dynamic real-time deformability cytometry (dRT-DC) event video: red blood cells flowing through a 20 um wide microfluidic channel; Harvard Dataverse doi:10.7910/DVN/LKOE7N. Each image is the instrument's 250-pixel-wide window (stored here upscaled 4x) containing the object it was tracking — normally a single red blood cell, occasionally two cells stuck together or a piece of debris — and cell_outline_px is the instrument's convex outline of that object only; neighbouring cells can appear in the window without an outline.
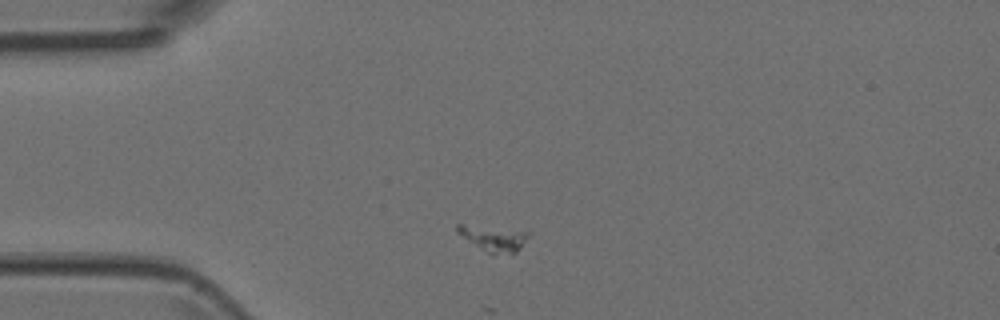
{"species": "Egyptian fruit bat (a non-hibernating species)", "species_latin": "Rousettus aegyptiacus", "temperature_condition": "room temperature", "stored_images_in_passage": 3, "camera_frame_rate_fps": 3000, "um_per_image_px": 0.085, "animal": {"sex": "female"}, "frame": {"image": 1, "passage_image": 1, "time_ms": 0.0, "image_size_px": [1000, 320], "cell_outline_px": [[532, 232], [520, 248], [516, 252], [488, 252], [456, 232], [456, 224], [464, 224]], "centroid_in_image_um": [41.96, 20.21], "position_along_channel_um": 43.0, "area_um2": 10.0}}
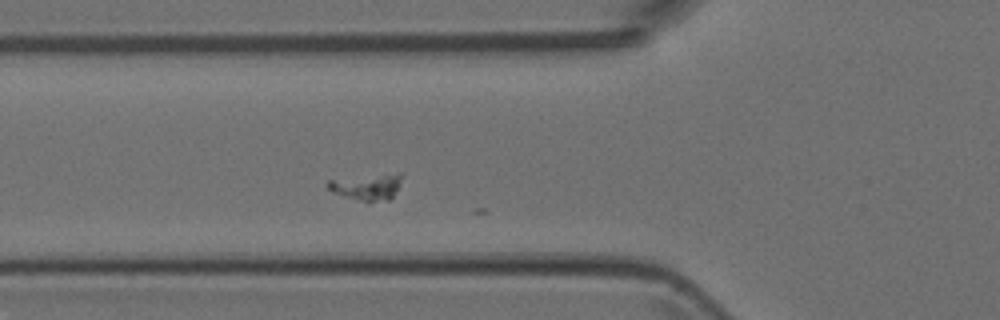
{"frame": {"image": 2, "passage_image": 3, "time_ms": 0.667, "image_size_px": [1000, 320], "cell_outline_px": [[400, 176], [396, 188], [392, 196], [388, 200], [368, 204], [332, 192], [324, 184], [328, 180], [400, 172]], "centroid_in_image_um": [31.12, 15.92], "position_along_channel_um": 94.7, "area_um2": 11.27}}